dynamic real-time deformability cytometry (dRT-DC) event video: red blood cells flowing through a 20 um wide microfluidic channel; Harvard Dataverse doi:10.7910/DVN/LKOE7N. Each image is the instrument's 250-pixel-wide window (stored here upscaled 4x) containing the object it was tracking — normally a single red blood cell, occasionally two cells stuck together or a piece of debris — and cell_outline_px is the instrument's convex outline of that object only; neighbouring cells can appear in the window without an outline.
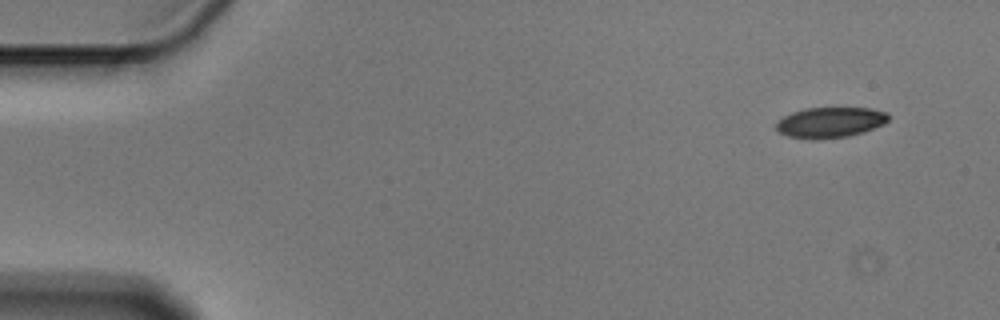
{"species": "Egyptian fruit bat (a non-hibernating species)", "species_latin": "Rousettus aegyptiacus", "temperature_condition": "cold", "stored_images_in_passage": 4, "camera_frame_rate_fps": 3000, "um_per_image_px": 0.085, "animal": {"sex": "male"}, "frame": {"image": 1, "passage_image": 1, "time_ms": 0.0, "image_size_px": [1000, 320], "cell_outline_px": [[888, 120], [884, 124], [864, 132], [848, 136], [812, 140], [788, 136], [780, 132], [776, 128], [776, 120], [792, 112], [804, 108], [872, 108], [884, 112], [888, 116]], "centroid_in_image_um": [70.54, 10.41], "position_along_channel_um": 14.5, "area_um2": 20.0}}
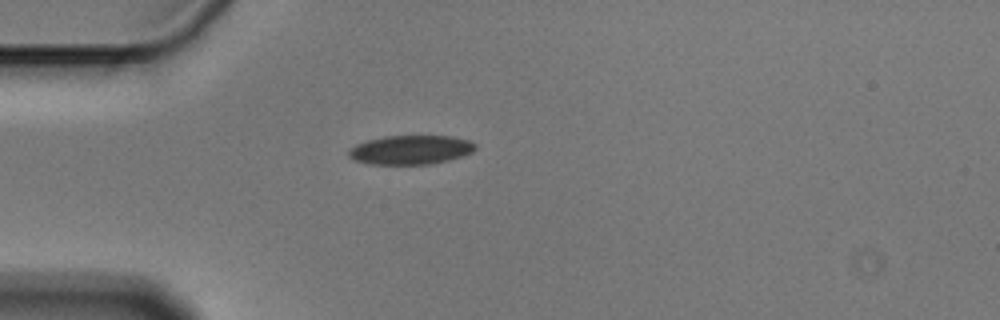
{"frame": {"image": 2, "passage_image": 4, "time_ms": 1.0, "image_size_px": [1000, 320], "cell_outline_px": [[476, 148], [472, 152], [448, 160], [432, 164], [368, 164], [356, 160], [348, 156], [348, 152], [356, 144], [368, 140], [384, 136], [452, 136], [468, 140], [476, 144]], "centroid_in_image_um": [34.91, 12.73], "position_along_channel_um": 50.1, "area_um2": 21.33}}